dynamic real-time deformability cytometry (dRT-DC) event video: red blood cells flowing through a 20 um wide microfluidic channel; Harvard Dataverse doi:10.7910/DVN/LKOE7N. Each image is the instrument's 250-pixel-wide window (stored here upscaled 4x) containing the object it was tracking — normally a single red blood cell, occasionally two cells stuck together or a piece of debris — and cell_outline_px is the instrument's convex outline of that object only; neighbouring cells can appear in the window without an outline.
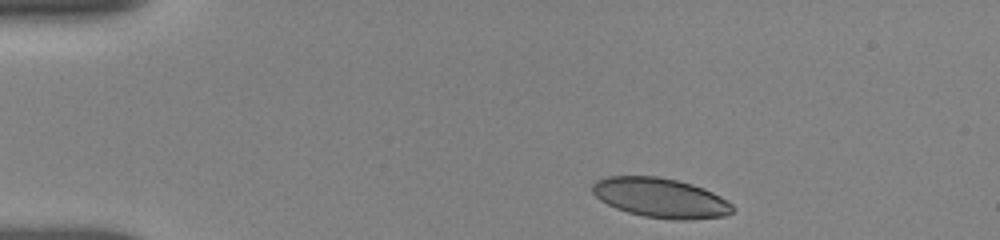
{"species": "human", "species_latin": "Homo sapiens", "temperature_condition": "room temperature", "stored_images_in_passage": 25, "camera_frame_rate_fps": 3000, "um_per_image_px": 0.085, "donor": {"sex": "female"}, "frame": {"image": 1, "passage_image": 1, "time_ms": 0.0, "image_size_px": [1000, 240], "cell_outline_px": [[736, 208], [732, 212], [724, 216], [684, 220], [676, 220], [644, 216], [628, 212], [616, 208], [600, 200], [592, 192], [592, 184], [596, 180], [608, 176], [656, 176], [676, 180], [692, 184], [704, 188], [728, 200]], "centroid_in_image_um": [56.16, 16.81], "position_along_channel_um": 28.8, "area_um2": 32.37}}
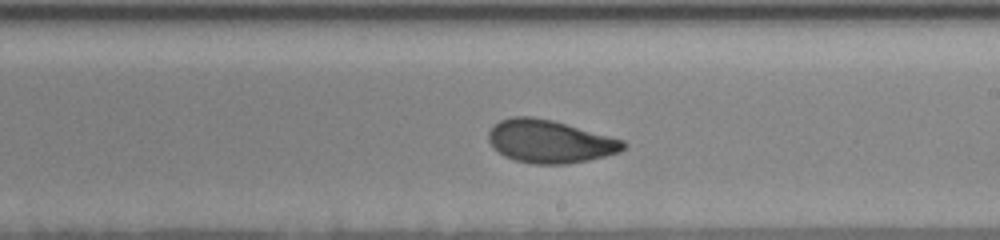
{"frame": {"image": 2, "passage_image": 14, "time_ms": 7.333, "image_size_px": [1000, 240], "cell_outline_px": [[628, 144], [620, 152], [588, 160], [568, 164], [532, 164], [516, 160], [504, 156], [488, 140], [488, 132], [500, 120], [512, 116], [532, 116], [552, 120], [624, 140]], "centroid_in_image_um": [46.75, 12.02], "position_along_channel_um": 242.3, "area_um2": 33.52}}
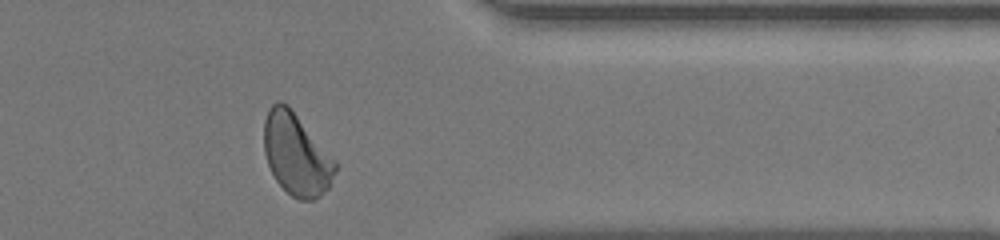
{"frame": {"image": 3, "passage_image": 23, "time_ms": 11.333, "image_size_px": [1000, 240], "cell_outline_px": [[336, 172], [328, 188], [320, 196], [312, 200], [300, 200], [292, 196], [276, 180], [268, 164], [264, 152], [264, 120], [268, 108], [276, 100], [280, 100], [288, 104], [336, 160]], "centroid_in_image_um": [25.18, 13.09], "position_along_channel_um": 386.2, "area_um2": 34.1}, "authors_computed_cell_mechanics": {"area_um2": 33.524, "velocity_mm_per_s": 3.8331, "shape_relaxation_time_tau1_ms": 6.0796, "shape_relaxation_time_tau2_ms": 1.381, "deformation_change_tau1": 0.1623, "deformation_change_tau2": 0.0701}}